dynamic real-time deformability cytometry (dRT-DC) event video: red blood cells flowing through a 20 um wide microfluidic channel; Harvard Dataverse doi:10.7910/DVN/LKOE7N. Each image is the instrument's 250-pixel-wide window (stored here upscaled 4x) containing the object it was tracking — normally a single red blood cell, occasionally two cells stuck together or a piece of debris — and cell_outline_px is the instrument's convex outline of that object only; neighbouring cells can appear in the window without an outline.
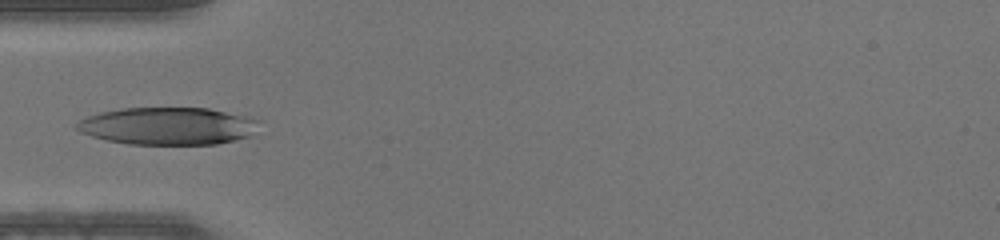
{"species": "human", "species_latin": "Homo sapiens", "temperature_condition": "warm", "stored_images_in_passage": 8, "camera_frame_rate_fps": 3000, "um_per_image_px": 0.085, "donor": {"sex": "male"}, "frame": {"image": 1, "passage_image": 1, "time_ms": 0.0, "image_size_px": [1000, 240], "cell_outline_px": [[264, 120], [252, 136], [236, 140], [216, 144], [128, 144], [108, 140], [92, 136], [80, 132], [76, 128], [76, 124], [80, 120], [88, 116], [100, 112], [124, 108], [208, 108], [248, 116]], "centroid_in_image_um": [14.36, 10.71], "position_along_channel_um": 70.6, "area_um2": 40.11}}
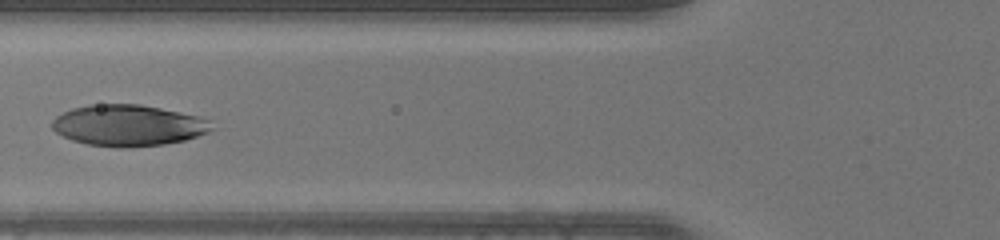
{"frame": {"image": 2, "passage_image": 4, "time_ms": 1.0, "image_size_px": [1000, 240], "cell_outline_px": [[216, 128], [208, 132], [184, 140], [164, 144], [128, 148], [120, 148], [88, 144], [72, 140], [56, 132], [52, 128], [52, 120], [56, 116], [72, 108], [88, 104], [140, 104], [200, 116], [208, 120]], "centroid_in_image_um": [10.91, 10.65], "position_along_channel_um": 114.9, "area_um2": 38.44}}